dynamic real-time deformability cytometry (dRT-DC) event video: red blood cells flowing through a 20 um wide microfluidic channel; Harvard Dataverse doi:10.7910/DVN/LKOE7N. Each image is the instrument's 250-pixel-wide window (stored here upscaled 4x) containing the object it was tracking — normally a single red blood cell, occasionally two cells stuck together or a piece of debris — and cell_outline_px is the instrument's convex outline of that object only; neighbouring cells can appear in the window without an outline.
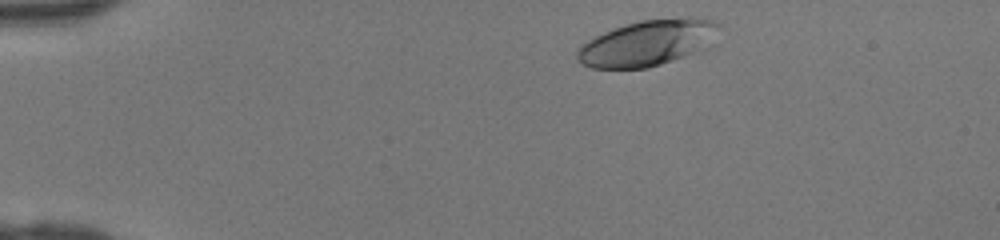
{"species": "human", "species_latin": "Homo sapiens", "temperature_condition": "room temperature", "stored_images_in_passage": 39, "camera_frame_rate_fps": 3000, "um_per_image_px": 0.085, "donor": {"sex": "female"}, "frame": {"image": 1, "passage_image": 2, "time_ms": 0.333, "image_size_px": [1000, 240], "cell_outline_px": [[720, 28], [708, 48], [704, 52], [648, 68], [592, 68], [580, 64], [576, 56], [576, 52], [580, 44], [604, 32], [640, 20], [692, 16], [712, 20], [720, 24]], "centroid_in_image_um": [55.11, 3.66], "position_along_channel_um": 29.9, "area_um2": 38.61}}
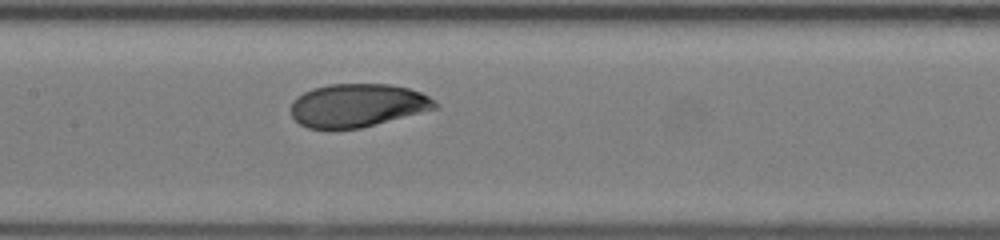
{"frame": {"image": 2, "passage_image": 17, "time_ms": 5.333, "image_size_px": [1000, 240], "cell_outline_px": [[440, 108], [360, 128], [308, 128], [300, 124], [292, 116], [292, 100], [296, 96], [312, 88], [328, 84], [392, 84], [408, 88], [420, 92], [428, 96], [440, 104]], "centroid_in_image_um": [30.42, 8.94], "position_along_channel_um": 177.0, "area_um2": 36.41}}
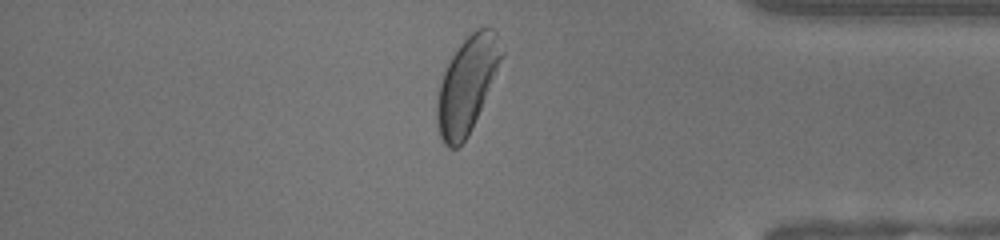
{"frame": {"image": 3, "passage_image": 33, "time_ms": 10.667, "image_size_px": [1000, 240], "cell_outline_px": [[504, 56], [472, 128], [468, 136], [456, 148], [448, 148], [444, 144], [440, 136], [436, 124], [436, 104], [440, 84], [444, 72], [452, 56], [460, 44], [476, 28], [492, 28], [496, 32], [504, 52]], "centroid_in_image_um": [39.7, 7.21], "position_along_channel_um": 395.5, "area_um2": 35.72}}